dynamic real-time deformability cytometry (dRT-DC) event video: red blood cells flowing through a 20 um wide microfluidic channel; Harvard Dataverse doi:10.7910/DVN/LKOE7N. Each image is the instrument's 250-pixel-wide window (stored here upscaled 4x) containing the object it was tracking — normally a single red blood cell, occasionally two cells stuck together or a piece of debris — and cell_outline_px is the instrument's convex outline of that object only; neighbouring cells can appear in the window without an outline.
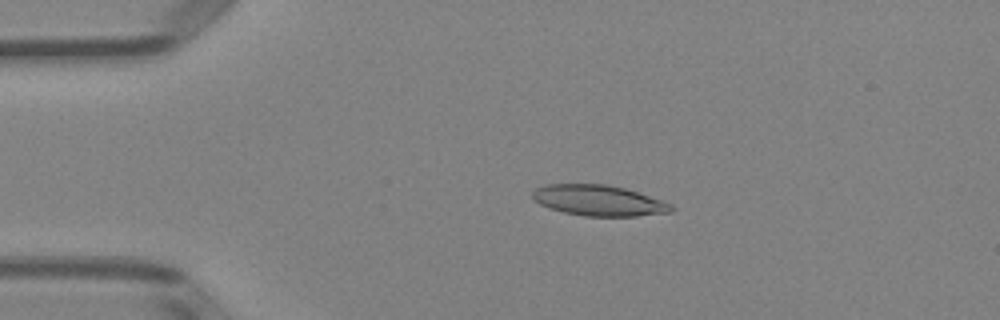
{"species": "Egyptian fruit bat (a non-hibernating species)", "species_latin": "Rousettus aegyptiacus", "temperature_condition": "room temperature", "stored_images_in_passage": 5, "camera_frame_rate_fps": 3000, "um_per_image_px": 0.085, "animal": {"sex": "female"}, "frame": {"image": 1, "passage_image": 4, "time_ms": 3.333, "image_size_px": [1000, 320], "cell_outline_px": [[676, 208], [672, 212], [636, 216], [584, 216], [564, 212], [548, 208], [532, 200], [532, 192], [536, 188], [544, 184], [608, 184], [624, 188], [672, 204]], "centroid_in_image_um": [50.86, 17.04], "position_along_channel_um": 34.1, "area_um2": 24.91}}